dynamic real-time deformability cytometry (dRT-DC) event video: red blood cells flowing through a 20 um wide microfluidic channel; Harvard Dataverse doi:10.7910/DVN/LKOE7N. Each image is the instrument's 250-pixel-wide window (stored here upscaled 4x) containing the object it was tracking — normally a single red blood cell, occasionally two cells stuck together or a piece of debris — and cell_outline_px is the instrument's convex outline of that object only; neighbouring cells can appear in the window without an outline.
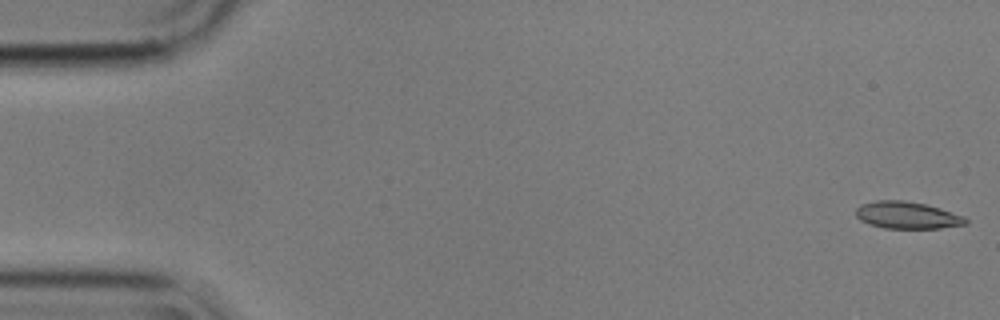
{"species": "common noctule bat (a hibernating species)", "species_latin": "Nyctalus noctula", "temperature_condition": "cold", "stored_images_in_passage": 56, "camera_frame_rate_fps": 3000, "um_per_image_px": 0.085, "animal": {"sex": "male", "body_mass_g": 17.9}, "frame": {"image": 1, "passage_image": 1, "time_ms": 0.0, "image_size_px": [1000, 320], "cell_outline_px": [[968, 224], [940, 228], [884, 228], [868, 224], [860, 220], [856, 216], [856, 208], [860, 204], [876, 200], [904, 200], [924, 204], [940, 208], [964, 216], [968, 220]], "centroid_in_image_um": [77.09, 18.29], "position_along_channel_um": 7.9, "area_um2": 17.4}}
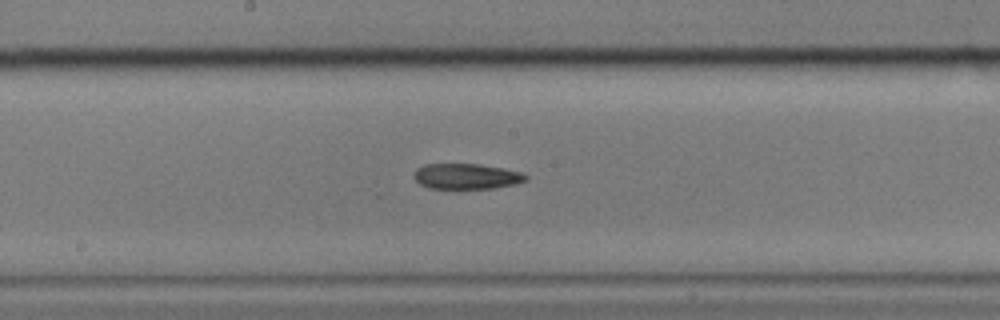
{"frame": {"image": 2, "passage_image": 29, "time_ms": 9.333, "image_size_px": [1000, 320], "cell_outline_px": [[528, 180], [516, 184], [496, 188], [428, 188], [420, 184], [412, 176], [416, 168], [424, 164], [480, 164], [524, 172], [528, 176]], "centroid_in_image_um": [39.67, 14.98], "position_along_channel_um": 208.5, "area_um2": 16.82}}
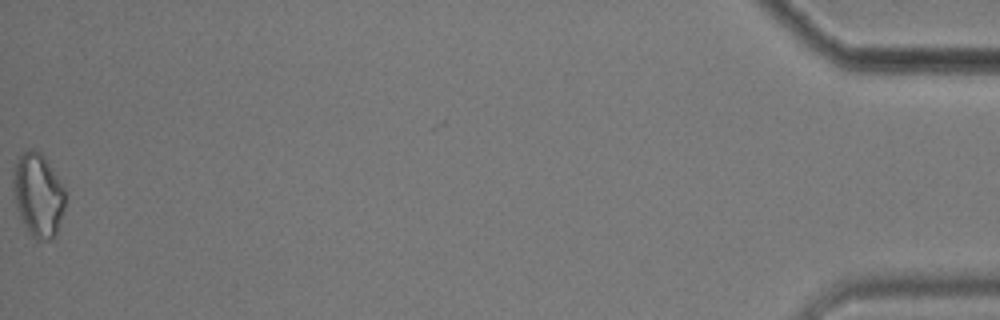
{"frame": {"image": 3, "passage_image": 56, "time_ms": 18.333, "image_size_px": [1000, 320], "cell_outline_px": [[64, 208], [56, 236], [52, 240], [36, 240], [28, 232], [20, 220], [16, 204], [12, 184], [12, 180], [16, 160], [28, 148], [32, 148], [40, 152], [44, 156], [64, 188]], "centroid_in_image_um": [3.22, 16.6], "position_along_channel_um": 432.0, "area_um2": 25.37}}